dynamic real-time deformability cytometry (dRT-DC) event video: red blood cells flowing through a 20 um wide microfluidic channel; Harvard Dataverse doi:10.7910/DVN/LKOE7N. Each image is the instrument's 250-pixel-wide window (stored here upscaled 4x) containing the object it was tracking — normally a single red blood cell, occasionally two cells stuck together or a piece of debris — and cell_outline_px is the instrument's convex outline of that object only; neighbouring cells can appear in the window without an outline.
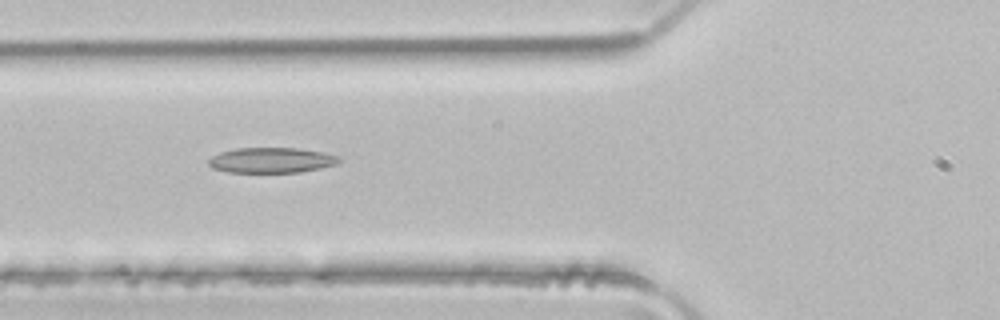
{"species": "common noctule bat (a hibernating species)", "species_latin": "Nyctalus noctula", "temperature_condition": "room temperature", "stored_images_in_passage": 5, "camera_frame_rate_fps": 3000, "um_per_image_px": 0.085, "animal": {"sex": "male", "body_mass_g": 21.5, "forearm_length_mm": 52.0}, "frame": {"image": 1, "passage_image": 5, "time_ms": 1.333, "image_size_px": [1000, 320], "cell_outline_px": [[340, 164], [300, 172], [228, 172], [212, 168], [208, 164], [208, 160], [212, 156], [220, 152], [236, 148], [296, 148], [324, 152], [336, 156], [340, 160]], "centroid_in_image_um": [23.06, 13.62], "position_along_channel_um": 102.7, "area_um2": 19.25}}